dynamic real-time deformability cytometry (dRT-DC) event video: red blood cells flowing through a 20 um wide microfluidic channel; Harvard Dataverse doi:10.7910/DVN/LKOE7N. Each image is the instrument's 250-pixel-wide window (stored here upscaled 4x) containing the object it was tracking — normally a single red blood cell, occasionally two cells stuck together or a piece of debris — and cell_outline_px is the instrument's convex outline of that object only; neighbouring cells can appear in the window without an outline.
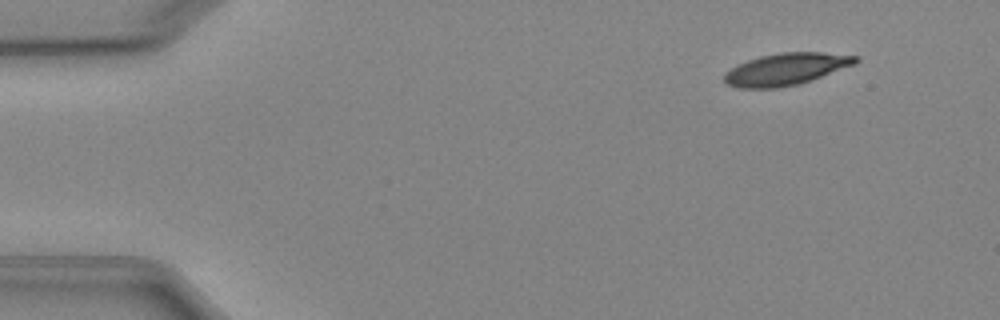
{"species": "Egyptian fruit bat (a non-hibernating species)", "species_latin": "Rousettus aegyptiacus", "temperature_condition": "cold", "stored_images_in_passage": 4, "camera_frame_rate_fps": 3000, "um_per_image_px": 0.085, "animal": {"sex": "female"}, "frame": {"image": 1, "passage_image": 1, "time_ms": 0.0, "image_size_px": [1000, 320], "cell_outline_px": [[860, 60], [856, 64], [800, 84], [776, 88], [736, 88], [724, 84], [724, 72], [736, 64], [760, 56], [780, 52], [820, 52], [860, 56]], "centroid_in_image_um": [66.79, 5.88], "position_along_channel_um": 18.2, "area_um2": 24.8}}
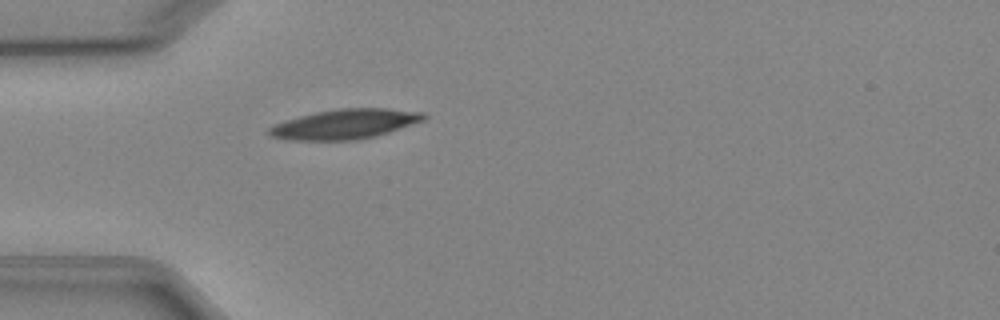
{"frame": {"image": 2, "passage_image": 4, "time_ms": 3.333, "image_size_px": [1000, 320], "cell_outline_px": [[428, 116], [424, 120], [376, 136], [356, 140], [288, 140], [268, 136], [268, 128], [284, 120], [316, 112], [340, 108], [388, 108], [424, 112]], "centroid_in_image_um": [29.32, 10.54], "position_along_channel_um": 55.7, "area_um2": 26.88}}